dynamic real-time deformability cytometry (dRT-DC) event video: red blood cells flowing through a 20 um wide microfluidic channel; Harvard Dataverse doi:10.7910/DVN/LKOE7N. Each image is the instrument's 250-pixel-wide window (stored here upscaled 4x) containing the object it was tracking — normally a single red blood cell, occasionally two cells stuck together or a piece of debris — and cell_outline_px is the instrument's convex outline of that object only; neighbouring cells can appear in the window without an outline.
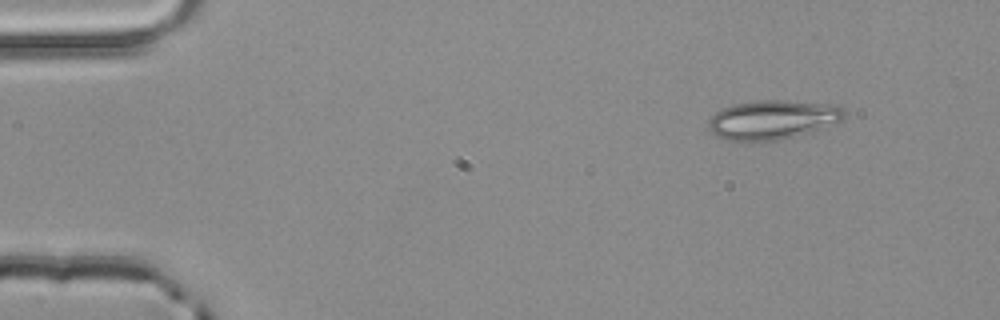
{"species": "common noctule bat (a hibernating species)", "species_latin": "Nyctalus noctula", "temperature_condition": "room temperature", "stored_images_in_passage": 3, "camera_frame_rate_fps": 3000, "um_per_image_px": 0.085, "animal": {"sex": "male", "body_mass_g": 20.4}, "frame": {"image": 1, "passage_image": 1, "time_ms": 0.0, "image_size_px": [1000, 320], "cell_outline_px": [[848, 112], [840, 120], [824, 128], [812, 132], [780, 140], [752, 144], [728, 140], [716, 136], [708, 128], [708, 120], [716, 112], [732, 104], [760, 100], [784, 100], [832, 104], [844, 108]], "centroid_in_image_um": [65.66, 10.21], "position_along_channel_um": 19.3, "area_um2": 31.79}}